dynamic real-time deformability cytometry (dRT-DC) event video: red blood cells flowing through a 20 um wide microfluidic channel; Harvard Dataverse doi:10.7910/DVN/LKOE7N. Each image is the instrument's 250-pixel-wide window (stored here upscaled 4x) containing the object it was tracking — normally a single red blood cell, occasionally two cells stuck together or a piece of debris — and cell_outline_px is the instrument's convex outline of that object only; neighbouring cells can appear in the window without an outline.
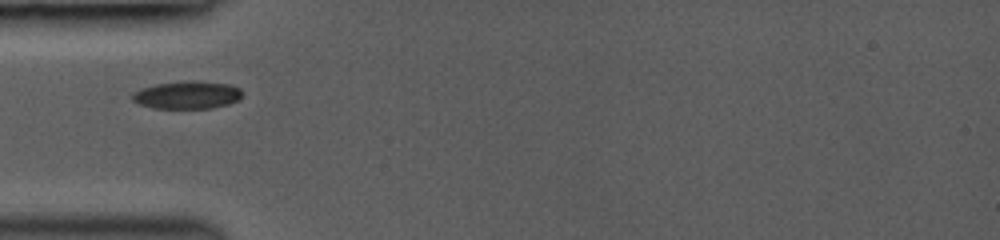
{"species": "common noctule bat (a hibernating species)", "species_latin": "Nyctalus noctula", "temperature_condition": "room temperature", "stored_images_in_passage": 27, "camera_frame_rate_fps": 3000, "um_per_image_px": 0.085, "animal": {"sex": "female", "body_mass_g": 19.0, "forearm_length_mm": 53.3}, "frame": {"image": 1, "passage_image": 1, "time_ms": 0.0, "image_size_px": [1000, 240], "cell_outline_px": [[244, 92], [236, 100], [228, 104], [212, 108], [152, 108], [140, 104], [132, 100], [132, 92], [140, 88], [156, 84], [188, 80], [232, 84], [240, 88]], "centroid_in_image_um": [15.9, 8.06], "position_along_channel_um": 69.1, "area_um2": 17.86}}
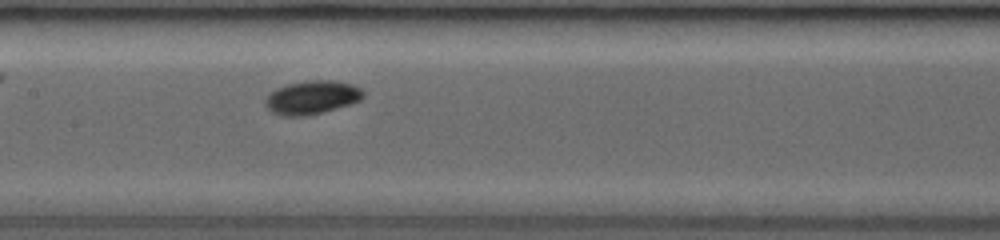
{"frame": {"image": 2, "passage_image": 9, "time_ms": 2.667, "image_size_px": [1000, 240], "cell_outline_px": [[364, 96], [360, 100], [352, 104], [324, 112], [308, 116], [280, 116], [272, 112], [264, 104], [264, 100], [276, 88], [288, 84], [308, 80], [336, 80], [352, 84], [360, 88], [364, 92]], "centroid_in_image_um": [26.53, 8.29], "position_along_channel_um": 180.9, "area_um2": 19.36}}
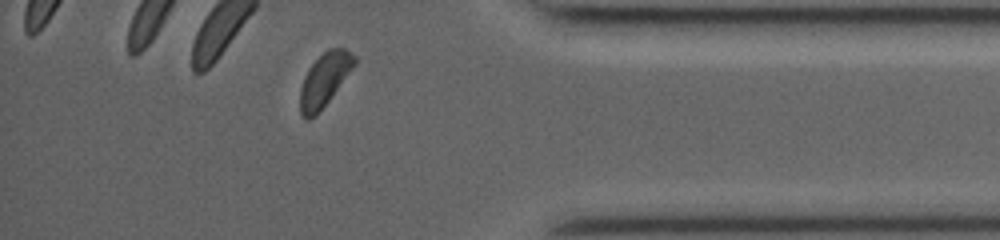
{"frame": {"image": 3, "passage_image": 25, "time_ms": 8.333, "image_size_px": [1000, 240], "cell_outline_px": [[356, 64], [316, 116], [308, 120], [304, 120], [300, 116], [300, 88], [304, 76], [308, 68], [328, 48], [344, 48], [356, 56]], "centroid_in_image_um": [27.56, 6.8], "position_along_channel_um": 407.6, "area_um2": 16.82}}